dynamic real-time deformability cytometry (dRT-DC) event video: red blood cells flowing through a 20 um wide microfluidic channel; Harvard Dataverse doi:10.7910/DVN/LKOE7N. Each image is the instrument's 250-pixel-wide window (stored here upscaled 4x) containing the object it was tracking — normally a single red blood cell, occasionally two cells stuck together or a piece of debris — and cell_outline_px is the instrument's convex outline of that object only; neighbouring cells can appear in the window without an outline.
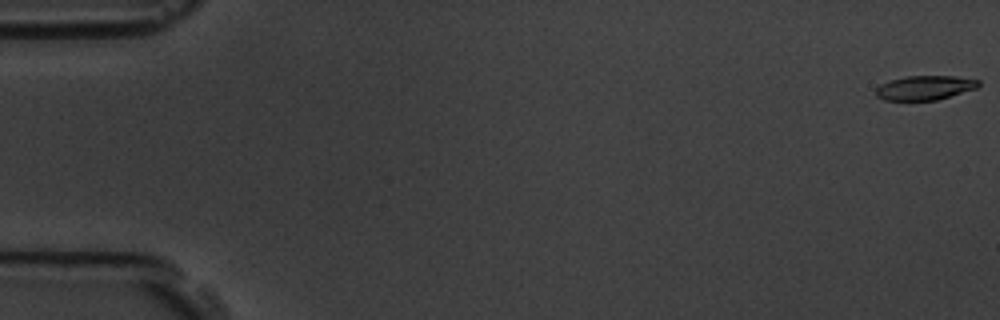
{"species": "common noctule bat (a hibernating species)", "species_latin": "Nyctalus noctula", "temperature_condition": "room temperature", "stored_images_in_passage": 6, "camera_frame_rate_fps": 3000, "um_per_image_px": 0.085, "animal": {"sex": "male", "body_mass_g": 19.5, "forearm_length_mm": 54.6}, "frame": {"image": 1, "passage_image": 1, "time_ms": 0.0, "image_size_px": [1000, 320], "cell_outline_px": [[980, 84], [976, 88], [936, 100], [884, 100], [876, 96], [876, 88], [880, 84], [888, 80], [908, 76], [956, 76], [980, 80]], "centroid_in_image_um": [78.58, 7.45], "position_along_channel_um": 6.4, "area_um2": 14.51}}